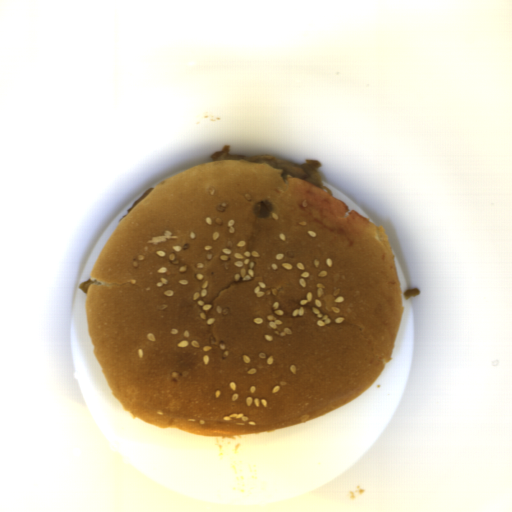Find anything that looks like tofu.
Masks as SVG:
<instances>
[{"label": "tofu", "instance_id": "5b9d583a", "mask_svg": "<svg viewBox=\"0 0 512 512\" xmlns=\"http://www.w3.org/2000/svg\"><path fill=\"white\" fill-rule=\"evenodd\" d=\"M154 187H150L146 192H144L127 210V213L131 211L136 205H138L153 189Z\"/></svg>", "mask_w": 512, "mask_h": 512}]
</instances>
